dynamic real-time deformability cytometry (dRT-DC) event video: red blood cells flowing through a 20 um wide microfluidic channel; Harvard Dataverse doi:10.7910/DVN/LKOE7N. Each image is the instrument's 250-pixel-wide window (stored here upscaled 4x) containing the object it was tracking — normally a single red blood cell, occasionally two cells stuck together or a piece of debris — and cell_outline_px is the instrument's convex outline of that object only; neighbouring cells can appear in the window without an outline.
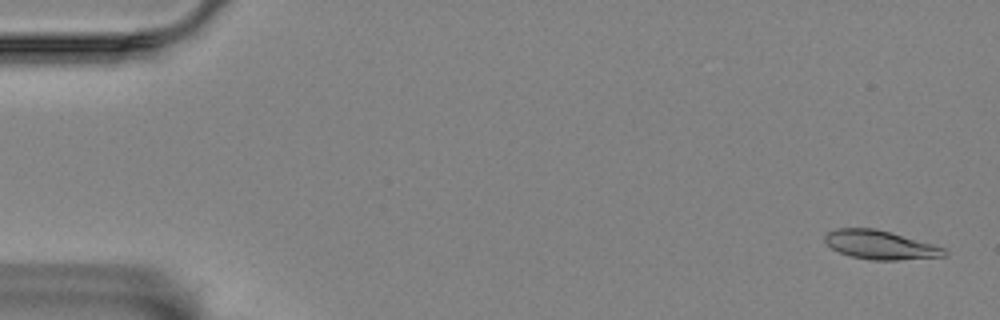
{"species": "Egyptian fruit bat (a non-hibernating species)", "species_latin": "Rousettus aegyptiacus", "temperature_condition": "room temperature", "stored_images_in_passage": 22, "camera_frame_rate_fps": 3000, "um_per_image_px": 0.085, "animal": {"sex": "female"}, "frame": {"image": 1, "passage_image": 2, "time_ms": 0.333, "image_size_px": [1000, 320], "cell_outline_px": [[948, 256], [896, 260], [872, 260], [852, 256], [840, 252], [832, 248], [824, 240], [824, 236], [828, 232], [836, 228], [876, 228], [932, 244], [944, 248], [948, 252]], "centroid_in_image_um": [74.83, 20.81], "position_along_channel_um": 10.2, "area_um2": 19.88}}
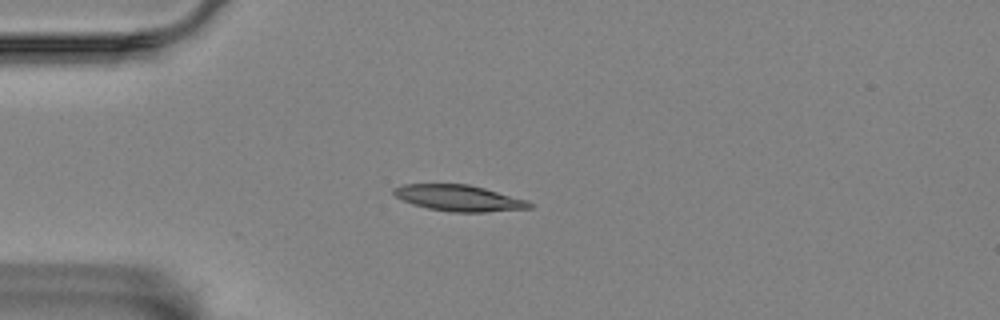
{"frame": {"image": 2, "passage_image": 15, "time_ms": 4.667, "image_size_px": [1000, 320], "cell_outline_px": [[536, 204], [532, 208], [484, 212], [452, 212], [428, 208], [412, 204], [396, 196], [392, 192], [392, 188], [404, 184], [468, 184], [484, 188], [528, 200]], "centroid_in_image_um": [39.04, 16.83], "position_along_channel_um": 46.0, "area_um2": 20.69}}
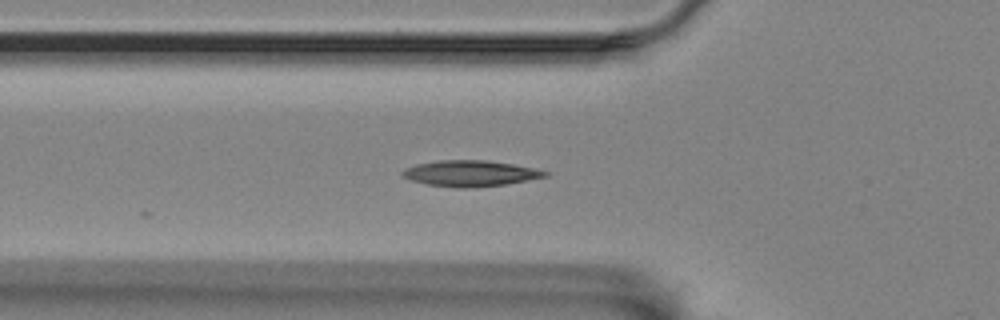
{"frame": {"image": 3, "passage_image": 20, "time_ms": 6.333, "image_size_px": [1000, 320], "cell_outline_px": [[548, 176], [504, 184], [468, 188], [456, 188], [428, 184], [412, 180], [404, 176], [400, 172], [416, 164], [440, 160], [488, 160], [512, 164], [532, 168], [548, 172]], "centroid_in_image_um": [39.97, 14.73], "position_along_channel_um": 85.8, "area_um2": 21.15}}